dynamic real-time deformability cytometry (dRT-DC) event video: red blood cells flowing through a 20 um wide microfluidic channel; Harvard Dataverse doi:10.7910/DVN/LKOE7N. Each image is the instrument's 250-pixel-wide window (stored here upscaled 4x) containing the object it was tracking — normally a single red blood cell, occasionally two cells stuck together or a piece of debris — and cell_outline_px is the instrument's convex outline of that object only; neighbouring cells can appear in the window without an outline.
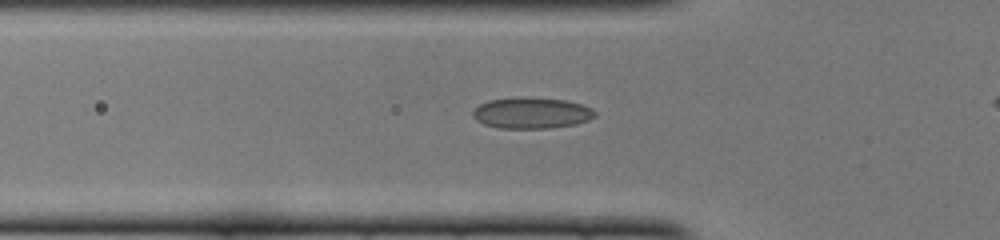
{"species": "common noctule bat (a hibernating species)", "species_latin": "Nyctalus noctula", "temperature_condition": "cold", "stored_images_in_passage": 35, "camera_frame_rate_fps": 3000, "um_per_image_px": 0.085, "animal": {"sex": "female", "body_mass_g": 22.0, "forearm_length_mm": 56.7}, "frame": {"image": 1, "passage_image": 10, "time_ms": 3.0, "image_size_px": [1000, 240], "cell_outline_px": [[596, 116], [588, 120], [576, 124], [548, 128], [500, 128], [484, 124], [476, 120], [472, 116], [472, 112], [480, 104], [488, 100], [568, 100], [592, 108], [596, 112]], "centroid_in_image_um": [45.21, 9.65], "position_along_channel_um": 80.6, "area_um2": 21.15}}
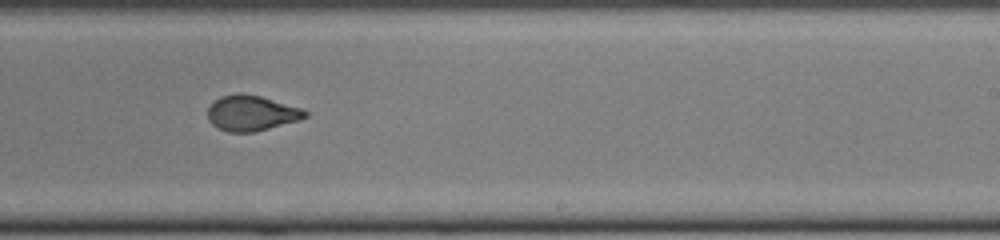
{"frame": {"image": 2, "passage_image": 24, "time_ms": 7.667, "image_size_px": [1000, 240], "cell_outline_px": [[308, 116], [300, 120], [252, 132], [228, 132], [216, 128], [208, 120], [208, 108], [220, 96], [240, 92], [260, 96], [300, 108], [308, 112]], "centroid_in_image_um": [21.35, 9.61], "position_along_channel_um": 267.7, "area_um2": 20.0}}
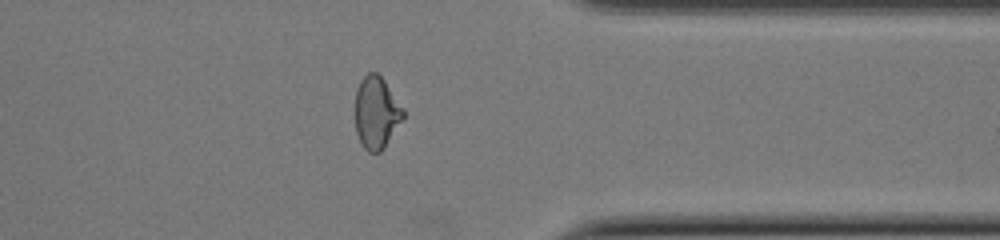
{"frame": {"image": 3, "passage_image": 33, "time_ms": 10.667, "image_size_px": [1000, 240], "cell_outline_px": [[404, 116], [384, 148], [380, 152], [368, 152], [364, 148], [356, 132], [356, 88], [360, 80], [368, 72], [376, 72], [384, 80], [404, 108]], "centroid_in_image_um": [31.99, 9.56], "position_along_channel_um": 379.4, "area_um2": 20.06}}